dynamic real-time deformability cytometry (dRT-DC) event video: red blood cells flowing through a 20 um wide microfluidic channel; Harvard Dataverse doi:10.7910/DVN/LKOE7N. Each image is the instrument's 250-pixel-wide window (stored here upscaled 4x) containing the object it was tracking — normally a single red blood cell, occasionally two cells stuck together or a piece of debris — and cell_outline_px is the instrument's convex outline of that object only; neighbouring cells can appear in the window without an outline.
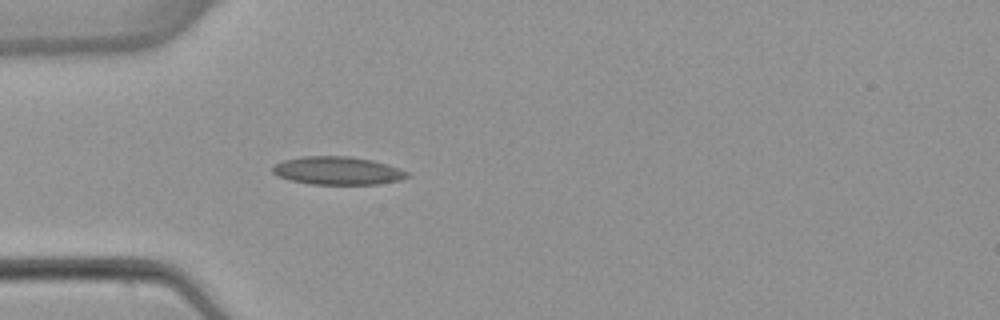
{"species": "common noctule bat (a hibernating species)", "species_latin": "Nyctalus noctula", "temperature_condition": "warm", "stored_images_in_passage": 3, "camera_frame_rate_fps": 3000, "um_per_image_px": 0.085, "animal": {"sex": "female", "body_mass_g": 22.7, "forearm_length_mm": 54.2}, "frame": {"image": 1, "passage_image": 3, "time_ms": 2.333, "image_size_px": [1000, 320], "cell_outline_px": [[412, 176], [400, 180], [376, 184], [312, 184], [292, 180], [280, 176], [272, 172], [272, 168], [276, 164], [284, 160], [304, 156], [352, 156], [372, 160], [408, 172]], "centroid_in_image_um": [28.71, 14.5], "position_along_channel_um": 56.3, "area_um2": 21.73}}